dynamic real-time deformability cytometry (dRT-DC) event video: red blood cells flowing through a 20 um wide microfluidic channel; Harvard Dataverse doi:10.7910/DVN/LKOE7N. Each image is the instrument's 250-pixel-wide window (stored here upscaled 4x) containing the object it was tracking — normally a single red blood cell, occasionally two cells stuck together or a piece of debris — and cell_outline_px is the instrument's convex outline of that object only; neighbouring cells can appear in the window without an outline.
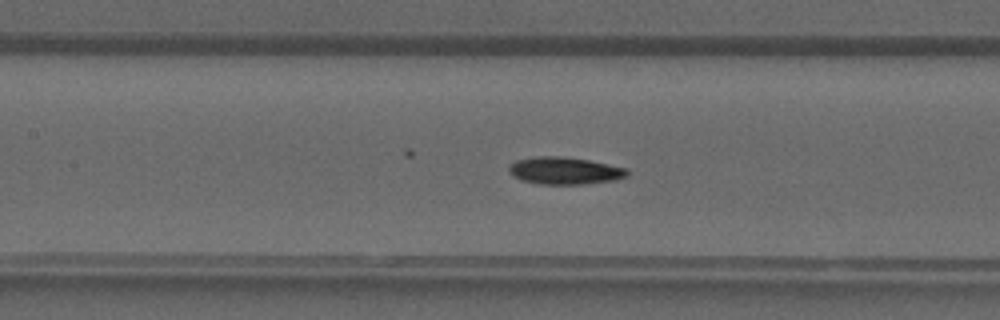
{"species": "common noctule bat (a hibernating species)", "species_latin": "Nyctalus noctula", "temperature_condition": "warm", "stored_images_in_passage": 37, "camera_frame_rate_fps": 3000, "um_per_image_px": 0.085, "animal": {"sex": "male", "forearm_length_mm": 52.5}, "frame": {"image": 1, "passage_image": 16, "time_ms": 5.0, "image_size_px": [1000, 320], "cell_outline_px": [[632, 172], [628, 176], [616, 180], [584, 184], [540, 184], [524, 180], [512, 176], [508, 172], [508, 164], [516, 160], [536, 156], [560, 156], [588, 160], [628, 168]], "centroid_in_image_um": [48.02, 14.51], "position_along_channel_um": 159.4, "area_um2": 19.02}}
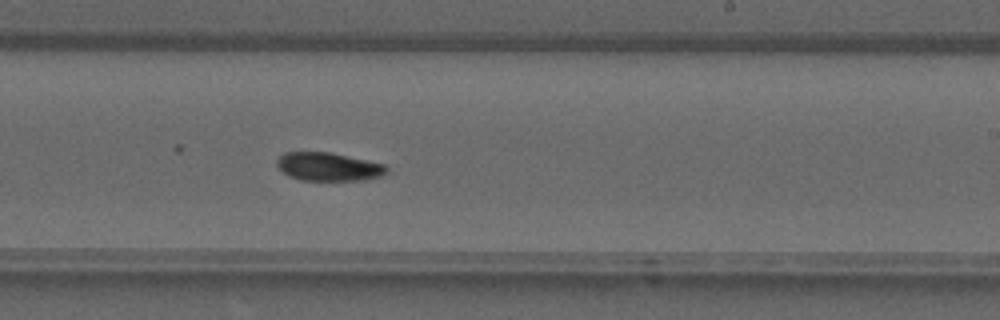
{"frame": {"image": 2, "passage_image": 22, "time_ms": 7.0, "image_size_px": [1000, 320], "cell_outline_px": [[388, 172], [384, 176], [368, 180], [300, 180], [288, 176], [276, 164], [276, 160], [284, 152], [332, 152], [384, 164], [388, 168]], "centroid_in_image_um": [27.96, 14.17], "position_along_channel_um": 261.0, "area_um2": 18.32}}
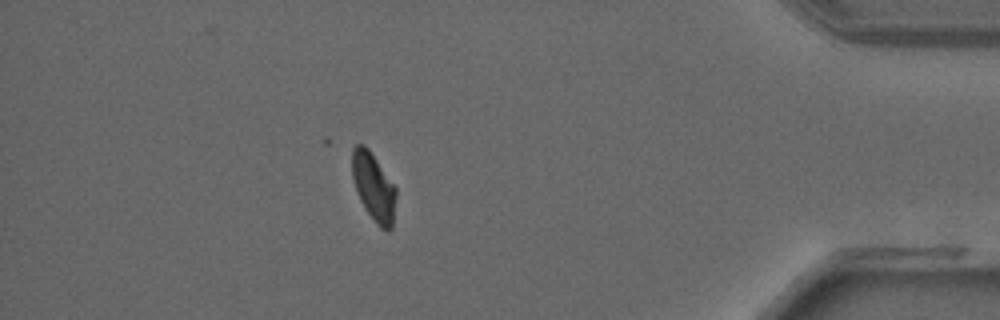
{"frame": {"image": 3, "passage_image": 33, "time_ms": 10.667, "image_size_px": [1000, 320], "cell_outline_px": [[396, 196], [392, 228], [388, 232], [380, 228], [376, 224], [364, 208], [360, 200], [352, 176], [352, 148], [356, 144], [364, 144], [368, 148], [396, 188]], "centroid_in_image_um": [31.75, 15.91], "position_along_channel_um": 403.4, "area_um2": 17.34}}